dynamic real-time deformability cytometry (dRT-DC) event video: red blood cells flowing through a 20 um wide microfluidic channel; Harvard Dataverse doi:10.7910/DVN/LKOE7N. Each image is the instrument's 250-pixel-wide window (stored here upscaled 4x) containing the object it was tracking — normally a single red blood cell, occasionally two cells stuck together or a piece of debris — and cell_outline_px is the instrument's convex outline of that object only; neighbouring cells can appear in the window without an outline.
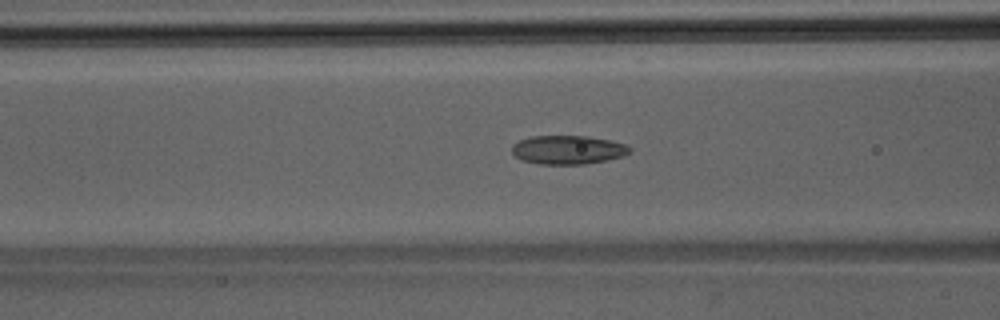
{"species": "Egyptian fruit bat (a non-hibernating species)", "species_latin": "Rousettus aegyptiacus", "temperature_condition": "room temperature", "stored_images_in_passage": 40, "segment_of_instrument_passage": [1, 2], "camera_frame_rate_fps": 3000, "um_per_image_px": 0.085, "animal": {"sex": "male"}, "frame": {"image": 1, "passage_image": 12, "time_ms": 3.667, "image_size_px": [1000, 320], "cell_outline_px": [[632, 152], [624, 156], [584, 164], [540, 164], [520, 160], [512, 152], [512, 144], [520, 140], [532, 136], [584, 136], [608, 140], [624, 144], [632, 148]], "centroid_in_image_um": [48.26, 12.74], "position_along_channel_um": 118.3, "area_um2": 19.65}}
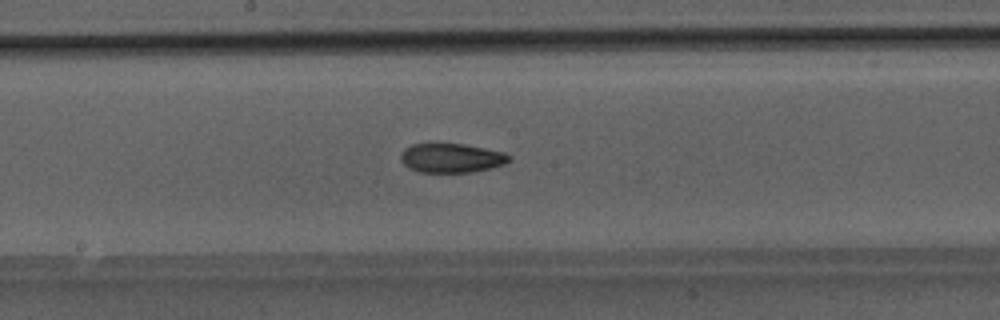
{"frame": {"image": 2, "passage_image": 18, "time_ms": 5.667, "image_size_px": [1000, 320], "cell_outline_px": [[512, 160], [504, 164], [492, 168], [472, 172], [420, 172], [408, 168], [400, 160], [400, 156], [404, 148], [412, 144], [464, 144], [504, 152], [512, 156]], "centroid_in_image_um": [38.39, 13.43], "position_along_channel_um": 209.8, "area_um2": 18.55}}
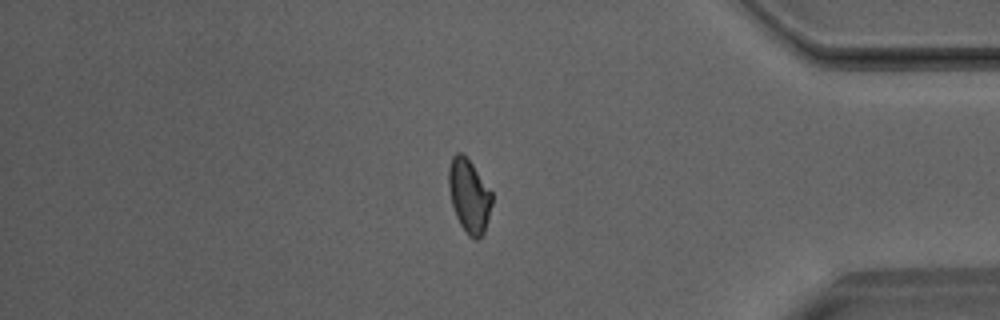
{"frame": {"image": 3, "passage_image": 32, "time_ms": 10.333, "image_size_px": [1000, 320], "cell_outline_px": [[492, 204], [484, 232], [476, 240], [472, 240], [468, 236], [460, 224], [456, 216], [452, 204], [448, 188], [448, 168], [452, 156], [456, 152], [460, 152], [472, 164], [492, 192]], "centroid_in_image_um": [39.86, 16.66], "position_along_channel_um": 395.3, "area_um2": 18.5}}